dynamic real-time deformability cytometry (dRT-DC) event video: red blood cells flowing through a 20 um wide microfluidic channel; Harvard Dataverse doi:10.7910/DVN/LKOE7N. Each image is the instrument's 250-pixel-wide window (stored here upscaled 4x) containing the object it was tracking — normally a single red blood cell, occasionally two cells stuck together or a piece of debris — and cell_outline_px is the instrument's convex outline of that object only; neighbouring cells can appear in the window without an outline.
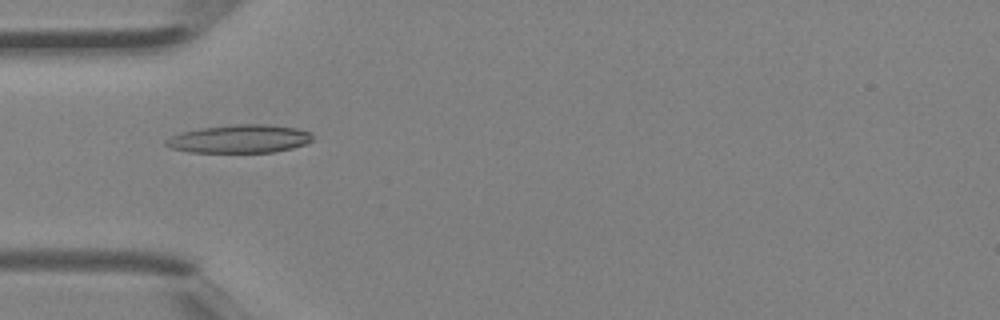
{"species": "Egyptian fruit bat (a non-hibernating species)", "species_latin": "Rousettus aegyptiacus", "temperature_condition": "room temperature", "stored_images_in_passage": 3, "camera_frame_rate_fps": 3000, "um_per_image_px": 0.085, "animal": {"sex": "female"}, "frame": {"image": 1, "passage_image": 2, "time_ms": 0.333, "image_size_px": [1000, 320], "cell_outline_px": [[312, 140], [304, 144], [292, 148], [272, 152], [188, 152], [172, 148], [164, 144], [164, 140], [180, 132], [200, 128], [232, 124], [268, 124], [296, 128], [312, 132]], "centroid_in_image_um": [20.35, 11.79], "position_along_channel_um": 64.6, "area_um2": 24.16}}
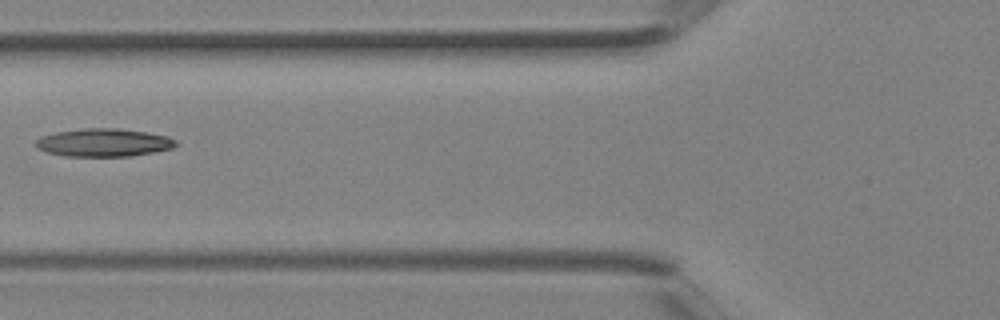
{"frame": {"image": 2, "passage_image": 3, "time_ms": 0.667, "image_size_px": [1000, 320], "cell_outline_px": [[176, 144], [172, 148], [156, 152], [132, 156], [64, 156], [48, 152], [36, 148], [36, 140], [40, 136], [56, 132], [84, 128], [120, 128], [168, 136], [176, 140]], "centroid_in_image_um": [8.81, 12.12], "position_along_channel_um": 117.0, "area_um2": 22.89}}